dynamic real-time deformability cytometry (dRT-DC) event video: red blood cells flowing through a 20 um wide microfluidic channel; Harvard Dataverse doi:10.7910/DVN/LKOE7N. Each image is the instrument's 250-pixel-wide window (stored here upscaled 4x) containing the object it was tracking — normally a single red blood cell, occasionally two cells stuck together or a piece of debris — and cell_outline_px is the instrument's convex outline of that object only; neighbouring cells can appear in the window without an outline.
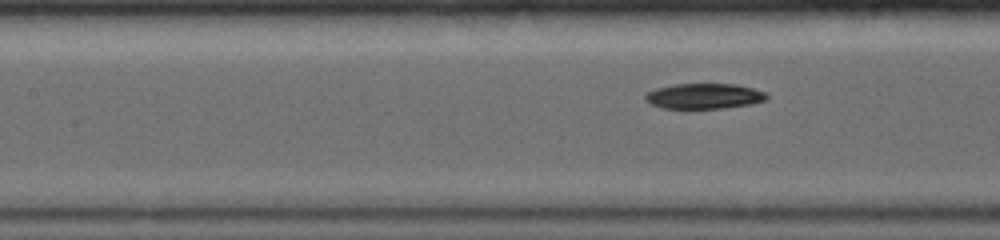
{"species": "common noctule bat (a hibernating species)", "species_latin": "Nyctalus noctula", "temperature_condition": "warm", "stored_images_in_passage": 21, "camera_frame_rate_fps": 5000, "um_per_image_px": 0.085, "animal": {"sex": "female", "body_mass_g": 19.0, "forearm_length_mm": 56.7}, "frame": {"image": 1, "passage_image": 7, "time_ms": 1.2, "image_size_px": [1000, 240], "cell_outline_px": [[768, 100], [752, 104], [720, 108], [664, 108], [652, 104], [644, 100], [644, 96], [648, 92], [656, 88], [672, 84], [736, 84], [752, 88], [764, 92], [768, 96]], "centroid_in_image_um": [59.85, 8.16], "position_along_channel_um": 147.5, "area_um2": 17.92}}
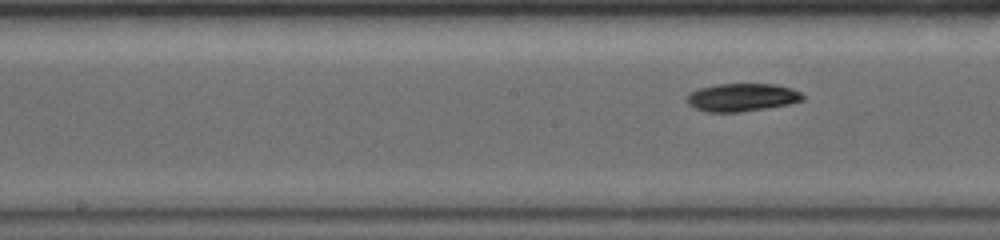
{"frame": {"image": 2, "passage_image": 12, "time_ms": 2.2, "image_size_px": [1000, 240], "cell_outline_px": [[804, 100], [788, 104], [740, 112], [708, 112], [696, 108], [688, 104], [684, 100], [688, 92], [700, 88], [716, 84], [776, 84], [792, 88], [800, 92], [804, 96]], "centroid_in_image_um": [63.03, 8.27], "position_along_channel_um": 185.2, "area_um2": 18.96}}
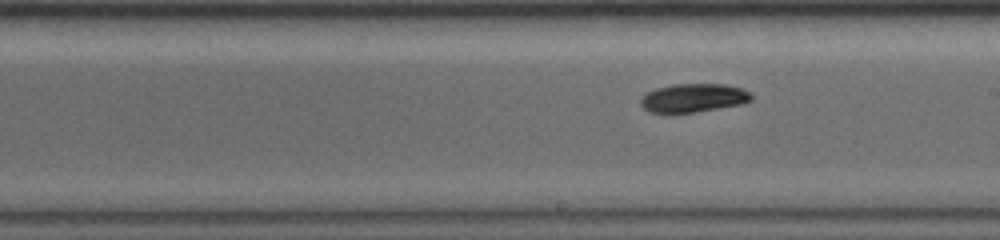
{"frame": {"image": 3, "passage_image": 18, "time_ms": 3.4, "image_size_px": [1000, 240], "cell_outline_px": [[752, 100], [744, 104], [696, 112], [652, 112], [644, 108], [640, 104], [640, 96], [656, 88], [672, 84], [724, 84], [740, 88], [752, 92]], "centroid_in_image_um": [58.97, 8.31], "position_along_channel_um": 230.0, "area_um2": 18.5}}